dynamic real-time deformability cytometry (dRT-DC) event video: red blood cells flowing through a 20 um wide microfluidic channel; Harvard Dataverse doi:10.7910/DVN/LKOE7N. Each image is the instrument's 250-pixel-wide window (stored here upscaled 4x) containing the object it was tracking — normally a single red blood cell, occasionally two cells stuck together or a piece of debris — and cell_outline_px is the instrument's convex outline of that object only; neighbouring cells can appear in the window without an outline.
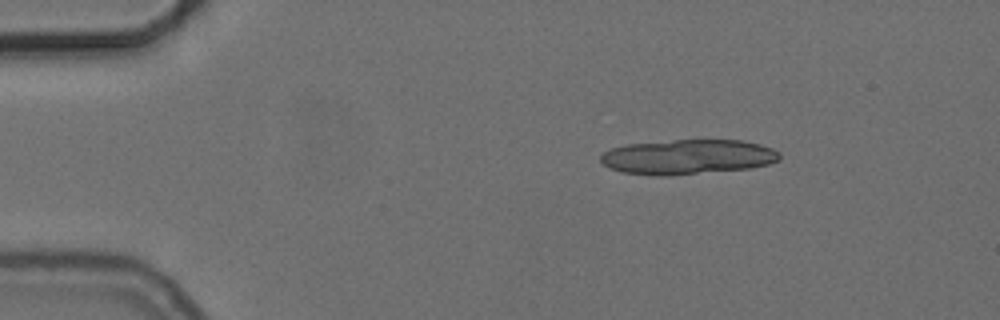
{"species": "common noctule bat (a hibernating species)", "species_latin": "Nyctalus noctula", "temperature_condition": "cold", "stored_images_in_passage": 3, "camera_frame_rate_fps": 3000, "um_per_image_px": 0.085, "animal": {"sex": "female", "body_mass_g": 24.6, "forearm_length_mm": 56.2}, "frame": {"image": 1, "passage_image": 1, "time_ms": 0.0, "image_size_px": [1000, 320], "cell_outline_px": [[780, 160], [768, 164], [752, 168], [664, 176], [660, 176], [624, 172], [612, 168], [604, 164], [600, 160], [600, 156], [604, 152], [612, 148], [628, 144], [672, 140], [744, 140], [760, 144], [772, 148], [780, 152]], "centroid_in_image_um": [58.51, 13.33], "position_along_channel_um": 26.5, "area_um2": 36.24}}